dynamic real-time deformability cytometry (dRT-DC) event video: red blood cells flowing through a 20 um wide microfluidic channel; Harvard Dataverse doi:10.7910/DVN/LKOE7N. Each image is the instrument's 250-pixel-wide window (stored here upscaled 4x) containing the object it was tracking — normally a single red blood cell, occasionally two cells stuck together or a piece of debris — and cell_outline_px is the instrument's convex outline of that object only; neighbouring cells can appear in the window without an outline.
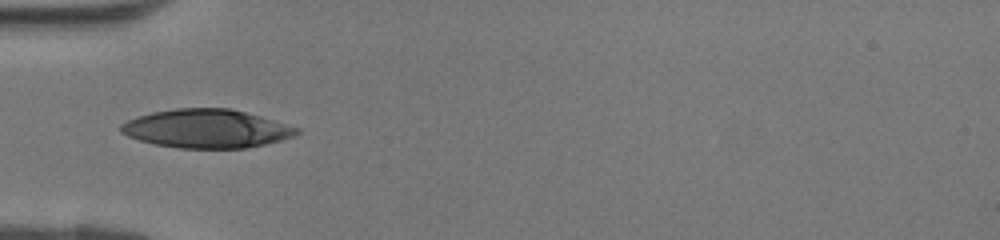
{"species": "human", "species_latin": "Homo sapiens", "temperature_condition": "room temperature", "stored_images_in_passage": 28, "camera_frame_rate_fps": 3000, "um_per_image_px": 0.085, "donor": {"sex": "female"}, "frame": {"image": 1, "passage_image": 14, "time_ms": 4.333, "image_size_px": [1000, 240], "cell_outline_px": [[300, 132], [296, 136], [264, 144], [244, 148], [180, 148], [156, 144], [140, 140], [128, 136], [120, 132], [120, 124], [136, 116], [152, 112], [176, 108], [228, 108], [260, 116], [300, 128]], "centroid_in_image_um": [17.55, 10.93], "position_along_channel_um": 67.5, "area_um2": 39.36}}
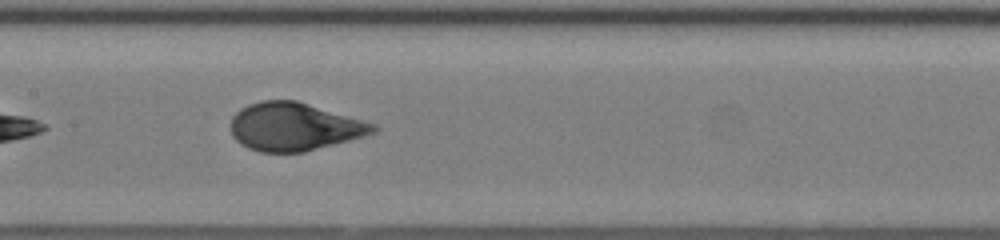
{"frame": {"image": 2, "passage_image": 21, "time_ms": 6.667, "image_size_px": [1000, 240], "cell_outline_px": [[380, 128], [376, 132], [348, 140], [304, 152], [260, 152], [248, 148], [240, 144], [232, 136], [232, 116], [240, 108], [248, 104], [264, 100], [296, 100], [376, 124]], "centroid_in_image_um": [24.99, 10.77], "position_along_channel_um": 182.4, "area_um2": 39.65}}
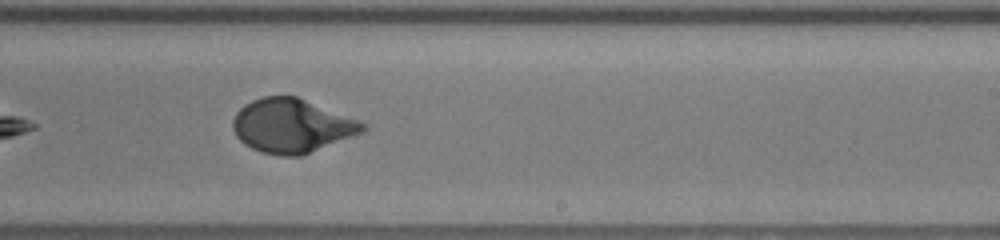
{"frame": {"image": 3, "passage_image": 26, "time_ms": 8.333, "image_size_px": [1000, 240], "cell_outline_px": [[368, 128], [364, 132], [304, 156], [280, 156], [260, 152], [244, 144], [236, 136], [232, 128], [232, 120], [236, 112], [244, 104], [252, 100], [264, 96], [296, 96], [368, 124]], "centroid_in_image_um": [24.8, 10.71], "position_along_channel_um": 264.2, "area_um2": 41.1}}